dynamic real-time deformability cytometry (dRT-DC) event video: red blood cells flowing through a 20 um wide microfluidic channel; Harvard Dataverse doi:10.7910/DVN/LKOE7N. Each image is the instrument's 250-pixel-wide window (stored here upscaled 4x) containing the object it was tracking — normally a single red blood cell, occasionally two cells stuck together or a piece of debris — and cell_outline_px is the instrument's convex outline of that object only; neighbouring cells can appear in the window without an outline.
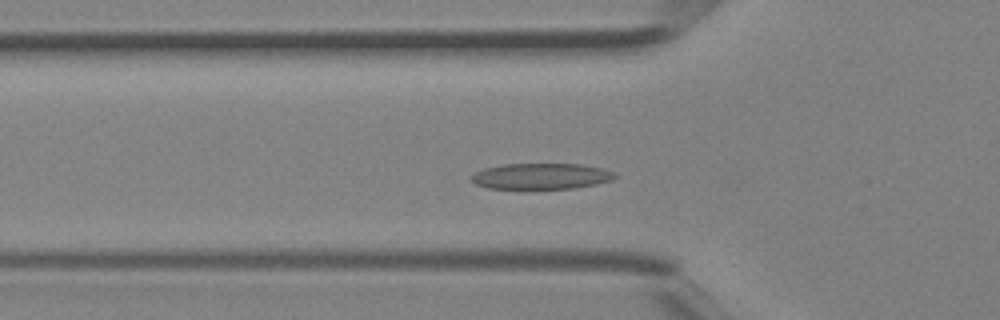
{"species": "Egyptian fruit bat (a non-hibernating species)", "species_latin": "Rousettus aegyptiacus", "temperature_condition": "room temperature", "stored_images_in_passage": 36, "camera_frame_rate_fps": 3000, "um_per_image_px": 0.085, "animal": {"sex": "female"}, "frame": {"image": 1, "passage_image": 13, "time_ms": 4.0, "image_size_px": [1000, 320], "cell_outline_px": [[620, 176], [612, 180], [596, 184], [576, 188], [488, 188], [476, 184], [472, 180], [472, 176], [476, 172], [484, 168], [504, 164], [580, 164], [600, 168], [616, 172]], "centroid_in_image_um": [46.06, 14.97], "position_along_channel_um": 79.7, "area_um2": 21.56}}
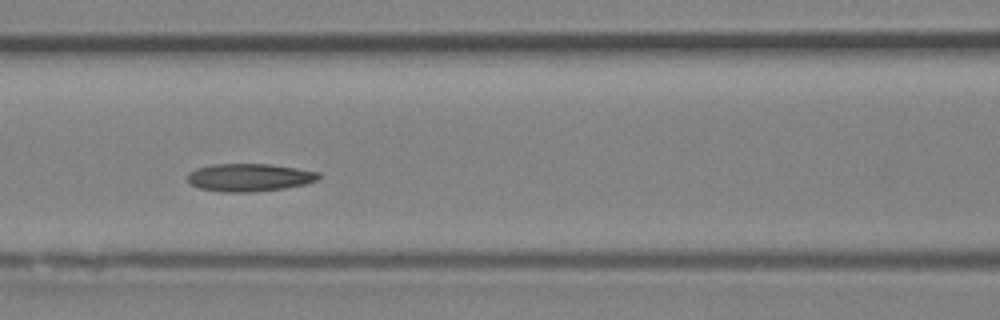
{"frame": {"image": 2, "passage_image": 17, "time_ms": 5.333, "image_size_px": [1000, 320], "cell_outline_px": [[320, 176], [316, 180], [304, 184], [284, 188], [252, 192], [224, 192], [200, 188], [188, 184], [188, 172], [196, 168], [212, 164], [268, 164], [296, 168], [320, 172]], "centroid_in_image_um": [21.15, 15.08], "position_along_channel_um": 145.4, "area_um2": 21.21}}
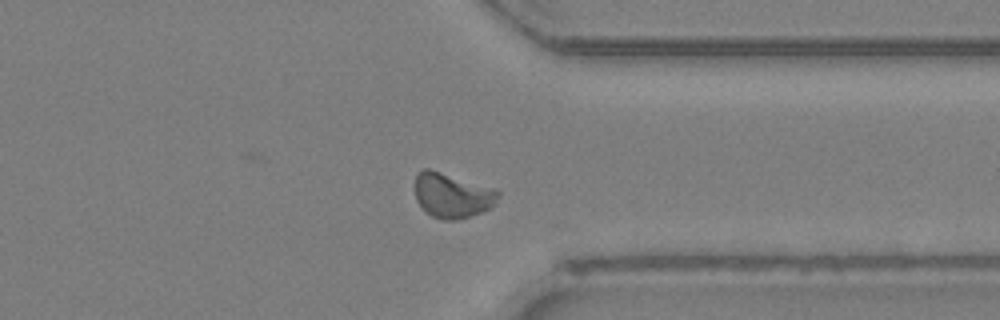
{"frame": {"image": 3, "passage_image": 31, "time_ms": 10.0, "image_size_px": [1000, 320], "cell_outline_px": [[500, 192], [492, 208], [484, 212], [456, 220], [444, 220], [432, 216], [420, 208], [416, 200], [416, 176], [424, 168], [428, 168], [496, 188]], "centroid_in_image_um": [38.46, 16.62], "position_along_channel_um": 372.9, "area_um2": 21.91}}